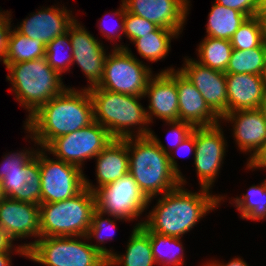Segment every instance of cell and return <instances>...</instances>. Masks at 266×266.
<instances>
[{
	"mask_svg": "<svg viewBox=\"0 0 266 266\" xmlns=\"http://www.w3.org/2000/svg\"><path fill=\"white\" fill-rule=\"evenodd\" d=\"M154 262L161 266L185 265L184 247L180 237L162 235L156 232H147Z\"/></svg>",
	"mask_w": 266,
	"mask_h": 266,
	"instance_id": "cell-27",
	"label": "cell"
},
{
	"mask_svg": "<svg viewBox=\"0 0 266 266\" xmlns=\"http://www.w3.org/2000/svg\"><path fill=\"white\" fill-rule=\"evenodd\" d=\"M8 69L7 81H10L16 100L28 111V117L55 96L61 94L67 86L62 76L48 65L46 57L19 63H3Z\"/></svg>",
	"mask_w": 266,
	"mask_h": 266,
	"instance_id": "cell-5",
	"label": "cell"
},
{
	"mask_svg": "<svg viewBox=\"0 0 266 266\" xmlns=\"http://www.w3.org/2000/svg\"><path fill=\"white\" fill-rule=\"evenodd\" d=\"M114 138L98 122L55 138L46 148L54 159L82 167L87 160L94 159ZM86 160V161H85Z\"/></svg>",
	"mask_w": 266,
	"mask_h": 266,
	"instance_id": "cell-10",
	"label": "cell"
},
{
	"mask_svg": "<svg viewBox=\"0 0 266 266\" xmlns=\"http://www.w3.org/2000/svg\"><path fill=\"white\" fill-rule=\"evenodd\" d=\"M257 14H266V0H259Z\"/></svg>",
	"mask_w": 266,
	"mask_h": 266,
	"instance_id": "cell-49",
	"label": "cell"
},
{
	"mask_svg": "<svg viewBox=\"0 0 266 266\" xmlns=\"http://www.w3.org/2000/svg\"><path fill=\"white\" fill-rule=\"evenodd\" d=\"M229 203L234 204L243 220H266V179L259 185L250 186L242 196L231 198Z\"/></svg>",
	"mask_w": 266,
	"mask_h": 266,
	"instance_id": "cell-29",
	"label": "cell"
},
{
	"mask_svg": "<svg viewBox=\"0 0 266 266\" xmlns=\"http://www.w3.org/2000/svg\"><path fill=\"white\" fill-rule=\"evenodd\" d=\"M11 11H2L0 9V61H5L7 50H8V41L10 33L12 30V18Z\"/></svg>",
	"mask_w": 266,
	"mask_h": 266,
	"instance_id": "cell-40",
	"label": "cell"
},
{
	"mask_svg": "<svg viewBox=\"0 0 266 266\" xmlns=\"http://www.w3.org/2000/svg\"><path fill=\"white\" fill-rule=\"evenodd\" d=\"M184 59L180 70L202 94L209 108L221 119L228 113L225 72L213 70L186 56Z\"/></svg>",
	"mask_w": 266,
	"mask_h": 266,
	"instance_id": "cell-14",
	"label": "cell"
},
{
	"mask_svg": "<svg viewBox=\"0 0 266 266\" xmlns=\"http://www.w3.org/2000/svg\"><path fill=\"white\" fill-rule=\"evenodd\" d=\"M6 198V195L4 193V190H3V186H2V183L0 181V202Z\"/></svg>",
	"mask_w": 266,
	"mask_h": 266,
	"instance_id": "cell-50",
	"label": "cell"
},
{
	"mask_svg": "<svg viewBox=\"0 0 266 266\" xmlns=\"http://www.w3.org/2000/svg\"><path fill=\"white\" fill-rule=\"evenodd\" d=\"M13 251H0V266H11ZM12 254V255H11Z\"/></svg>",
	"mask_w": 266,
	"mask_h": 266,
	"instance_id": "cell-45",
	"label": "cell"
},
{
	"mask_svg": "<svg viewBox=\"0 0 266 266\" xmlns=\"http://www.w3.org/2000/svg\"><path fill=\"white\" fill-rule=\"evenodd\" d=\"M215 2L227 8L235 9L248 17L256 16L259 5V0H215Z\"/></svg>",
	"mask_w": 266,
	"mask_h": 266,
	"instance_id": "cell-41",
	"label": "cell"
},
{
	"mask_svg": "<svg viewBox=\"0 0 266 266\" xmlns=\"http://www.w3.org/2000/svg\"><path fill=\"white\" fill-rule=\"evenodd\" d=\"M29 149L20 150L21 152H9L4 155L0 166V172L21 171V168L35 156L37 151V149L35 150V148L32 147H29Z\"/></svg>",
	"mask_w": 266,
	"mask_h": 266,
	"instance_id": "cell-37",
	"label": "cell"
},
{
	"mask_svg": "<svg viewBox=\"0 0 266 266\" xmlns=\"http://www.w3.org/2000/svg\"><path fill=\"white\" fill-rule=\"evenodd\" d=\"M124 253L111 255L114 266H155L149 234L140 226L133 227Z\"/></svg>",
	"mask_w": 266,
	"mask_h": 266,
	"instance_id": "cell-24",
	"label": "cell"
},
{
	"mask_svg": "<svg viewBox=\"0 0 266 266\" xmlns=\"http://www.w3.org/2000/svg\"><path fill=\"white\" fill-rule=\"evenodd\" d=\"M145 97L149 98L146 111L150 123H153L155 117L164 122L179 121L176 82L166 72L160 71L150 78L145 89Z\"/></svg>",
	"mask_w": 266,
	"mask_h": 266,
	"instance_id": "cell-20",
	"label": "cell"
},
{
	"mask_svg": "<svg viewBox=\"0 0 266 266\" xmlns=\"http://www.w3.org/2000/svg\"><path fill=\"white\" fill-rule=\"evenodd\" d=\"M0 181L6 198L41 204V174L36 153L21 171L0 172Z\"/></svg>",
	"mask_w": 266,
	"mask_h": 266,
	"instance_id": "cell-22",
	"label": "cell"
},
{
	"mask_svg": "<svg viewBox=\"0 0 266 266\" xmlns=\"http://www.w3.org/2000/svg\"><path fill=\"white\" fill-rule=\"evenodd\" d=\"M96 210L95 193L85 187L66 200L40 204V237L87 236Z\"/></svg>",
	"mask_w": 266,
	"mask_h": 266,
	"instance_id": "cell-6",
	"label": "cell"
},
{
	"mask_svg": "<svg viewBox=\"0 0 266 266\" xmlns=\"http://www.w3.org/2000/svg\"><path fill=\"white\" fill-rule=\"evenodd\" d=\"M94 193L97 210L107 217H119L130 222L138 219L148 208L149 200L129 173Z\"/></svg>",
	"mask_w": 266,
	"mask_h": 266,
	"instance_id": "cell-11",
	"label": "cell"
},
{
	"mask_svg": "<svg viewBox=\"0 0 266 266\" xmlns=\"http://www.w3.org/2000/svg\"><path fill=\"white\" fill-rule=\"evenodd\" d=\"M124 35L132 43L135 39L142 37L145 34L154 32L158 26L140 16L126 11L124 15Z\"/></svg>",
	"mask_w": 266,
	"mask_h": 266,
	"instance_id": "cell-36",
	"label": "cell"
},
{
	"mask_svg": "<svg viewBox=\"0 0 266 266\" xmlns=\"http://www.w3.org/2000/svg\"><path fill=\"white\" fill-rule=\"evenodd\" d=\"M209 262V263H208ZM203 266H249V264H247V262L245 260H243L240 257H235L232 258V260H230L228 263H220L217 260H209L207 261L205 264H203Z\"/></svg>",
	"mask_w": 266,
	"mask_h": 266,
	"instance_id": "cell-44",
	"label": "cell"
},
{
	"mask_svg": "<svg viewBox=\"0 0 266 266\" xmlns=\"http://www.w3.org/2000/svg\"><path fill=\"white\" fill-rule=\"evenodd\" d=\"M126 11L163 27L183 31L190 10V0H122Z\"/></svg>",
	"mask_w": 266,
	"mask_h": 266,
	"instance_id": "cell-15",
	"label": "cell"
},
{
	"mask_svg": "<svg viewBox=\"0 0 266 266\" xmlns=\"http://www.w3.org/2000/svg\"><path fill=\"white\" fill-rule=\"evenodd\" d=\"M161 72H166L176 82L180 121L189 122L194 127L213 126L221 122L202 94L179 68L176 70L170 67Z\"/></svg>",
	"mask_w": 266,
	"mask_h": 266,
	"instance_id": "cell-16",
	"label": "cell"
},
{
	"mask_svg": "<svg viewBox=\"0 0 266 266\" xmlns=\"http://www.w3.org/2000/svg\"><path fill=\"white\" fill-rule=\"evenodd\" d=\"M233 49L248 50L260 47L262 34L259 20L256 16L248 17L230 39Z\"/></svg>",
	"mask_w": 266,
	"mask_h": 266,
	"instance_id": "cell-34",
	"label": "cell"
},
{
	"mask_svg": "<svg viewBox=\"0 0 266 266\" xmlns=\"http://www.w3.org/2000/svg\"><path fill=\"white\" fill-rule=\"evenodd\" d=\"M68 52L65 53V50ZM69 33L66 32L57 36L46 46V55L48 65L56 70L61 76L62 73L70 72L72 66L73 54ZM63 52V53H62ZM66 54L65 56L62 54ZM68 53V55H67ZM68 70V71H67Z\"/></svg>",
	"mask_w": 266,
	"mask_h": 266,
	"instance_id": "cell-33",
	"label": "cell"
},
{
	"mask_svg": "<svg viewBox=\"0 0 266 266\" xmlns=\"http://www.w3.org/2000/svg\"><path fill=\"white\" fill-rule=\"evenodd\" d=\"M264 80H265V88H266V68H265V72H264Z\"/></svg>",
	"mask_w": 266,
	"mask_h": 266,
	"instance_id": "cell-51",
	"label": "cell"
},
{
	"mask_svg": "<svg viewBox=\"0 0 266 266\" xmlns=\"http://www.w3.org/2000/svg\"><path fill=\"white\" fill-rule=\"evenodd\" d=\"M226 195L212 194L207 188L193 192L181 184L175 189L159 196L153 209L139 220L134 227H142L146 232H156L162 235L182 237L207 213L218 208Z\"/></svg>",
	"mask_w": 266,
	"mask_h": 266,
	"instance_id": "cell-1",
	"label": "cell"
},
{
	"mask_svg": "<svg viewBox=\"0 0 266 266\" xmlns=\"http://www.w3.org/2000/svg\"><path fill=\"white\" fill-rule=\"evenodd\" d=\"M42 8L30 13V17L25 18L14 29L33 40H40L47 46L57 36L66 33L76 18L64 5L57 7L55 4V6Z\"/></svg>",
	"mask_w": 266,
	"mask_h": 266,
	"instance_id": "cell-17",
	"label": "cell"
},
{
	"mask_svg": "<svg viewBox=\"0 0 266 266\" xmlns=\"http://www.w3.org/2000/svg\"><path fill=\"white\" fill-rule=\"evenodd\" d=\"M266 68V47L262 44L248 50L233 49L225 74L263 76Z\"/></svg>",
	"mask_w": 266,
	"mask_h": 266,
	"instance_id": "cell-30",
	"label": "cell"
},
{
	"mask_svg": "<svg viewBox=\"0 0 266 266\" xmlns=\"http://www.w3.org/2000/svg\"><path fill=\"white\" fill-rule=\"evenodd\" d=\"M121 2H122V4H120L121 6L117 10H115V12H112V15H114L115 17L118 18L117 22L119 21L117 23V25L116 24L114 25V26H116V28L114 26H112L111 28L108 27L109 24L105 26L104 25L103 18L101 19V22L99 23V26H98L100 32L103 34L102 36L105 37L107 40H110V43L113 42L117 38L119 40L120 39L122 40V36H124V27H125V25H124L125 4L123 3L122 0H121ZM107 22H105V24ZM118 32H120V33L118 34Z\"/></svg>",
	"mask_w": 266,
	"mask_h": 266,
	"instance_id": "cell-39",
	"label": "cell"
},
{
	"mask_svg": "<svg viewBox=\"0 0 266 266\" xmlns=\"http://www.w3.org/2000/svg\"><path fill=\"white\" fill-rule=\"evenodd\" d=\"M129 174L151 201L176 187L180 177L172 170L168 154L150 136L128 137Z\"/></svg>",
	"mask_w": 266,
	"mask_h": 266,
	"instance_id": "cell-3",
	"label": "cell"
},
{
	"mask_svg": "<svg viewBox=\"0 0 266 266\" xmlns=\"http://www.w3.org/2000/svg\"><path fill=\"white\" fill-rule=\"evenodd\" d=\"M94 159H96L95 176L98 185H93L85 176V188L92 192L129 173L127 138L114 139Z\"/></svg>",
	"mask_w": 266,
	"mask_h": 266,
	"instance_id": "cell-21",
	"label": "cell"
},
{
	"mask_svg": "<svg viewBox=\"0 0 266 266\" xmlns=\"http://www.w3.org/2000/svg\"><path fill=\"white\" fill-rule=\"evenodd\" d=\"M88 241L87 236H55L19 245L26 258L43 266H94L104 255Z\"/></svg>",
	"mask_w": 266,
	"mask_h": 266,
	"instance_id": "cell-7",
	"label": "cell"
},
{
	"mask_svg": "<svg viewBox=\"0 0 266 266\" xmlns=\"http://www.w3.org/2000/svg\"><path fill=\"white\" fill-rule=\"evenodd\" d=\"M259 110L262 112L263 117L266 119V89L264 91L263 99L260 104Z\"/></svg>",
	"mask_w": 266,
	"mask_h": 266,
	"instance_id": "cell-48",
	"label": "cell"
},
{
	"mask_svg": "<svg viewBox=\"0 0 266 266\" xmlns=\"http://www.w3.org/2000/svg\"><path fill=\"white\" fill-rule=\"evenodd\" d=\"M174 150H176V152L175 151H171L168 154L170 166H171L172 170L180 177L181 185H186L185 184L186 183V179H185V177H183L182 172H180L181 170L178 167V163L175 160L176 159L175 156L178 155L179 153H180L179 154L180 156L182 154L183 155H190L191 153H193V158H194L195 151H196V146H195V127H194L192 133Z\"/></svg>",
	"mask_w": 266,
	"mask_h": 266,
	"instance_id": "cell-38",
	"label": "cell"
},
{
	"mask_svg": "<svg viewBox=\"0 0 266 266\" xmlns=\"http://www.w3.org/2000/svg\"><path fill=\"white\" fill-rule=\"evenodd\" d=\"M113 46L108 53L102 80L98 88L112 92L144 97L150 78L155 75L149 65H145L133 55L127 45Z\"/></svg>",
	"mask_w": 266,
	"mask_h": 266,
	"instance_id": "cell-8",
	"label": "cell"
},
{
	"mask_svg": "<svg viewBox=\"0 0 266 266\" xmlns=\"http://www.w3.org/2000/svg\"><path fill=\"white\" fill-rule=\"evenodd\" d=\"M46 150L38 148L36 159L41 174V204L66 200L85 187L84 169L62 160L48 157Z\"/></svg>",
	"mask_w": 266,
	"mask_h": 266,
	"instance_id": "cell-9",
	"label": "cell"
},
{
	"mask_svg": "<svg viewBox=\"0 0 266 266\" xmlns=\"http://www.w3.org/2000/svg\"><path fill=\"white\" fill-rule=\"evenodd\" d=\"M88 91L93 102L94 121L106 128L114 139L149 136L150 122L146 108L140 103L142 96L121 94L97 86Z\"/></svg>",
	"mask_w": 266,
	"mask_h": 266,
	"instance_id": "cell-4",
	"label": "cell"
},
{
	"mask_svg": "<svg viewBox=\"0 0 266 266\" xmlns=\"http://www.w3.org/2000/svg\"><path fill=\"white\" fill-rule=\"evenodd\" d=\"M94 266H114L111 256H104L97 264Z\"/></svg>",
	"mask_w": 266,
	"mask_h": 266,
	"instance_id": "cell-47",
	"label": "cell"
},
{
	"mask_svg": "<svg viewBox=\"0 0 266 266\" xmlns=\"http://www.w3.org/2000/svg\"><path fill=\"white\" fill-rule=\"evenodd\" d=\"M0 227L13 240L40 238L39 205L5 198L0 202Z\"/></svg>",
	"mask_w": 266,
	"mask_h": 266,
	"instance_id": "cell-18",
	"label": "cell"
},
{
	"mask_svg": "<svg viewBox=\"0 0 266 266\" xmlns=\"http://www.w3.org/2000/svg\"><path fill=\"white\" fill-rule=\"evenodd\" d=\"M228 113L237 110L259 109L265 91L264 76L254 74H225Z\"/></svg>",
	"mask_w": 266,
	"mask_h": 266,
	"instance_id": "cell-23",
	"label": "cell"
},
{
	"mask_svg": "<svg viewBox=\"0 0 266 266\" xmlns=\"http://www.w3.org/2000/svg\"><path fill=\"white\" fill-rule=\"evenodd\" d=\"M46 46L40 40H33L17 32L14 27L11 30L8 50L4 63H19L36 60L45 57Z\"/></svg>",
	"mask_w": 266,
	"mask_h": 266,
	"instance_id": "cell-31",
	"label": "cell"
},
{
	"mask_svg": "<svg viewBox=\"0 0 266 266\" xmlns=\"http://www.w3.org/2000/svg\"><path fill=\"white\" fill-rule=\"evenodd\" d=\"M80 89L67 87L24 121V130L30 134L27 139L34 141V147L37 144L45 149L55 138L94 122L90 93L88 89Z\"/></svg>",
	"mask_w": 266,
	"mask_h": 266,
	"instance_id": "cell-2",
	"label": "cell"
},
{
	"mask_svg": "<svg viewBox=\"0 0 266 266\" xmlns=\"http://www.w3.org/2000/svg\"><path fill=\"white\" fill-rule=\"evenodd\" d=\"M221 123L195 127L194 165L201 188L211 189L224 163L227 140Z\"/></svg>",
	"mask_w": 266,
	"mask_h": 266,
	"instance_id": "cell-12",
	"label": "cell"
},
{
	"mask_svg": "<svg viewBox=\"0 0 266 266\" xmlns=\"http://www.w3.org/2000/svg\"><path fill=\"white\" fill-rule=\"evenodd\" d=\"M264 169L266 168V141L259 148V150L252 156L251 159H247L246 169Z\"/></svg>",
	"mask_w": 266,
	"mask_h": 266,
	"instance_id": "cell-43",
	"label": "cell"
},
{
	"mask_svg": "<svg viewBox=\"0 0 266 266\" xmlns=\"http://www.w3.org/2000/svg\"><path fill=\"white\" fill-rule=\"evenodd\" d=\"M171 128L168 130L167 142L168 148L157 138L155 132L150 131L149 136L155 141V143L167 154L177 148L193 131L194 126L186 121H170L165 122ZM172 146V147H171ZM172 149V150H171Z\"/></svg>",
	"mask_w": 266,
	"mask_h": 266,
	"instance_id": "cell-35",
	"label": "cell"
},
{
	"mask_svg": "<svg viewBox=\"0 0 266 266\" xmlns=\"http://www.w3.org/2000/svg\"><path fill=\"white\" fill-rule=\"evenodd\" d=\"M104 216L105 215L100 213L98 210L93 213L92 222L89 227L87 238L91 241V245L101 254H103L104 256H111L114 253L113 249H108L102 245H104L108 240L110 241V239H113L112 237L114 236L115 230L117 229L115 221L120 220L122 222V220L124 219H121L119 217H111L112 219L114 218L112 220L111 218H105ZM93 238L97 240V244L95 245L92 244L93 240L91 239Z\"/></svg>",
	"mask_w": 266,
	"mask_h": 266,
	"instance_id": "cell-32",
	"label": "cell"
},
{
	"mask_svg": "<svg viewBox=\"0 0 266 266\" xmlns=\"http://www.w3.org/2000/svg\"><path fill=\"white\" fill-rule=\"evenodd\" d=\"M259 20L262 34V43L266 47V14H256Z\"/></svg>",
	"mask_w": 266,
	"mask_h": 266,
	"instance_id": "cell-46",
	"label": "cell"
},
{
	"mask_svg": "<svg viewBox=\"0 0 266 266\" xmlns=\"http://www.w3.org/2000/svg\"><path fill=\"white\" fill-rule=\"evenodd\" d=\"M0 251H15L16 254L26 257V250L17 244L8 236L6 231L0 227Z\"/></svg>",
	"mask_w": 266,
	"mask_h": 266,
	"instance_id": "cell-42",
	"label": "cell"
},
{
	"mask_svg": "<svg viewBox=\"0 0 266 266\" xmlns=\"http://www.w3.org/2000/svg\"><path fill=\"white\" fill-rule=\"evenodd\" d=\"M247 18V15L214 1L208 14L206 36L230 41L233 34Z\"/></svg>",
	"mask_w": 266,
	"mask_h": 266,
	"instance_id": "cell-25",
	"label": "cell"
},
{
	"mask_svg": "<svg viewBox=\"0 0 266 266\" xmlns=\"http://www.w3.org/2000/svg\"><path fill=\"white\" fill-rule=\"evenodd\" d=\"M67 32L73 49L72 66L76 64L81 68L89 83L83 89L98 86L104 74V64L108 55L104 44L87 31L77 19L69 26Z\"/></svg>",
	"mask_w": 266,
	"mask_h": 266,
	"instance_id": "cell-13",
	"label": "cell"
},
{
	"mask_svg": "<svg viewBox=\"0 0 266 266\" xmlns=\"http://www.w3.org/2000/svg\"><path fill=\"white\" fill-rule=\"evenodd\" d=\"M178 36L176 31L158 27L154 32L145 34L132 43L135 44L136 50L142 58L153 63L164 60L168 56L171 50V40Z\"/></svg>",
	"mask_w": 266,
	"mask_h": 266,
	"instance_id": "cell-26",
	"label": "cell"
},
{
	"mask_svg": "<svg viewBox=\"0 0 266 266\" xmlns=\"http://www.w3.org/2000/svg\"><path fill=\"white\" fill-rule=\"evenodd\" d=\"M197 48L199 58L196 61L213 70L226 71L233 51L230 41L205 36Z\"/></svg>",
	"mask_w": 266,
	"mask_h": 266,
	"instance_id": "cell-28",
	"label": "cell"
},
{
	"mask_svg": "<svg viewBox=\"0 0 266 266\" xmlns=\"http://www.w3.org/2000/svg\"><path fill=\"white\" fill-rule=\"evenodd\" d=\"M220 121L233 124V140L240 152L250 153L249 159L266 141V119L259 109L229 112Z\"/></svg>",
	"mask_w": 266,
	"mask_h": 266,
	"instance_id": "cell-19",
	"label": "cell"
}]
</instances>
